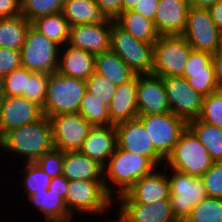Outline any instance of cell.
<instances>
[{
	"mask_svg": "<svg viewBox=\"0 0 222 222\" xmlns=\"http://www.w3.org/2000/svg\"><path fill=\"white\" fill-rule=\"evenodd\" d=\"M136 93L137 75L116 87L114 96L108 106L110 122L113 125L136 119L139 116Z\"/></svg>",
	"mask_w": 222,
	"mask_h": 222,
	"instance_id": "obj_22",
	"label": "cell"
},
{
	"mask_svg": "<svg viewBox=\"0 0 222 222\" xmlns=\"http://www.w3.org/2000/svg\"><path fill=\"white\" fill-rule=\"evenodd\" d=\"M170 185V204L176 220H186L192 208L207 197L201 177L166 167ZM171 173V174H170Z\"/></svg>",
	"mask_w": 222,
	"mask_h": 222,
	"instance_id": "obj_8",
	"label": "cell"
},
{
	"mask_svg": "<svg viewBox=\"0 0 222 222\" xmlns=\"http://www.w3.org/2000/svg\"><path fill=\"white\" fill-rule=\"evenodd\" d=\"M48 79L49 74L29 71L26 90L23 91L22 96L43 107L46 101Z\"/></svg>",
	"mask_w": 222,
	"mask_h": 222,
	"instance_id": "obj_37",
	"label": "cell"
},
{
	"mask_svg": "<svg viewBox=\"0 0 222 222\" xmlns=\"http://www.w3.org/2000/svg\"><path fill=\"white\" fill-rule=\"evenodd\" d=\"M144 125L155 150L166 160L178 142L188 122L167 112L157 115H139L137 117Z\"/></svg>",
	"mask_w": 222,
	"mask_h": 222,
	"instance_id": "obj_10",
	"label": "cell"
},
{
	"mask_svg": "<svg viewBox=\"0 0 222 222\" xmlns=\"http://www.w3.org/2000/svg\"><path fill=\"white\" fill-rule=\"evenodd\" d=\"M137 2L138 0H122V12L132 10Z\"/></svg>",
	"mask_w": 222,
	"mask_h": 222,
	"instance_id": "obj_52",
	"label": "cell"
},
{
	"mask_svg": "<svg viewBox=\"0 0 222 222\" xmlns=\"http://www.w3.org/2000/svg\"><path fill=\"white\" fill-rule=\"evenodd\" d=\"M117 148L115 125L93 126L80 152L104 167Z\"/></svg>",
	"mask_w": 222,
	"mask_h": 222,
	"instance_id": "obj_20",
	"label": "cell"
},
{
	"mask_svg": "<svg viewBox=\"0 0 222 222\" xmlns=\"http://www.w3.org/2000/svg\"><path fill=\"white\" fill-rule=\"evenodd\" d=\"M20 14V0H0V18H10Z\"/></svg>",
	"mask_w": 222,
	"mask_h": 222,
	"instance_id": "obj_46",
	"label": "cell"
},
{
	"mask_svg": "<svg viewBox=\"0 0 222 222\" xmlns=\"http://www.w3.org/2000/svg\"><path fill=\"white\" fill-rule=\"evenodd\" d=\"M61 46L39 33L32 26L27 31L20 50L21 67L31 72L56 73Z\"/></svg>",
	"mask_w": 222,
	"mask_h": 222,
	"instance_id": "obj_7",
	"label": "cell"
},
{
	"mask_svg": "<svg viewBox=\"0 0 222 222\" xmlns=\"http://www.w3.org/2000/svg\"><path fill=\"white\" fill-rule=\"evenodd\" d=\"M220 0H188L190 7L209 9Z\"/></svg>",
	"mask_w": 222,
	"mask_h": 222,
	"instance_id": "obj_51",
	"label": "cell"
},
{
	"mask_svg": "<svg viewBox=\"0 0 222 222\" xmlns=\"http://www.w3.org/2000/svg\"><path fill=\"white\" fill-rule=\"evenodd\" d=\"M53 148L51 123L45 115L34 123L7 132L0 139V152L3 157L8 154L7 157L13 158L15 155L14 158L20 157L21 161L24 159L23 163L36 162Z\"/></svg>",
	"mask_w": 222,
	"mask_h": 222,
	"instance_id": "obj_1",
	"label": "cell"
},
{
	"mask_svg": "<svg viewBox=\"0 0 222 222\" xmlns=\"http://www.w3.org/2000/svg\"><path fill=\"white\" fill-rule=\"evenodd\" d=\"M159 1L160 0H138L136 6L132 10L154 21Z\"/></svg>",
	"mask_w": 222,
	"mask_h": 222,
	"instance_id": "obj_45",
	"label": "cell"
},
{
	"mask_svg": "<svg viewBox=\"0 0 222 222\" xmlns=\"http://www.w3.org/2000/svg\"><path fill=\"white\" fill-rule=\"evenodd\" d=\"M6 96L5 76L0 75V101Z\"/></svg>",
	"mask_w": 222,
	"mask_h": 222,
	"instance_id": "obj_53",
	"label": "cell"
},
{
	"mask_svg": "<svg viewBox=\"0 0 222 222\" xmlns=\"http://www.w3.org/2000/svg\"><path fill=\"white\" fill-rule=\"evenodd\" d=\"M156 168L157 166L149 158L116 148L103 167L105 191L115 200Z\"/></svg>",
	"mask_w": 222,
	"mask_h": 222,
	"instance_id": "obj_2",
	"label": "cell"
},
{
	"mask_svg": "<svg viewBox=\"0 0 222 222\" xmlns=\"http://www.w3.org/2000/svg\"><path fill=\"white\" fill-rule=\"evenodd\" d=\"M28 199V200H27ZM27 203L39 212L46 222H73V217L65 204V200L52 190H42L26 197Z\"/></svg>",
	"mask_w": 222,
	"mask_h": 222,
	"instance_id": "obj_25",
	"label": "cell"
},
{
	"mask_svg": "<svg viewBox=\"0 0 222 222\" xmlns=\"http://www.w3.org/2000/svg\"><path fill=\"white\" fill-rule=\"evenodd\" d=\"M112 25L79 24L70 27L68 45L93 55L110 50Z\"/></svg>",
	"mask_w": 222,
	"mask_h": 222,
	"instance_id": "obj_19",
	"label": "cell"
},
{
	"mask_svg": "<svg viewBox=\"0 0 222 222\" xmlns=\"http://www.w3.org/2000/svg\"><path fill=\"white\" fill-rule=\"evenodd\" d=\"M97 5L102 8L114 20L122 12V0H95Z\"/></svg>",
	"mask_w": 222,
	"mask_h": 222,
	"instance_id": "obj_47",
	"label": "cell"
},
{
	"mask_svg": "<svg viewBox=\"0 0 222 222\" xmlns=\"http://www.w3.org/2000/svg\"><path fill=\"white\" fill-rule=\"evenodd\" d=\"M21 15L29 22L35 19L62 12L65 0H20Z\"/></svg>",
	"mask_w": 222,
	"mask_h": 222,
	"instance_id": "obj_34",
	"label": "cell"
},
{
	"mask_svg": "<svg viewBox=\"0 0 222 222\" xmlns=\"http://www.w3.org/2000/svg\"><path fill=\"white\" fill-rule=\"evenodd\" d=\"M115 126L117 148L147 157L157 167L164 165L165 159L155 150L144 125L138 118L120 122Z\"/></svg>",
	"mask_w": 222,
	"mask_h": 222,
	"instance_id": "obj_16",
	"label": "cell"
},
{
	"mask_svg": "<svg viewBox=\"0 0 222 222\" xmlns=\"http://www.w3.org/2000/svg\"><path fill=\"white\" fill-rule=\"evenodd\" d=\"M212 62L215 69L217 86L219 90H222V55L217 53L213 54Z\"/></svg>",
	"mask_w": 222,
	"mask_h": 222,
	"instance_id": "obj_49",
	"label": "cell"
},
{
	"mask_svg": "<svg viewBox=\"0 0 222 222\" xmlns=\"http://www.w3.org/2000/svg\"><path fill=\"white\" fill-rule=\"evenodd\" d=\"M86 91L85 80L57 72L49 74L43 114L49 118L57 114L78 113Z\"/></svg>",
	"mask_w": 222,
	"mask_h": 222,
	"instance_id": "obj_4",
	"label": "cell"
},
{
	"mask_svg": "<svg viewBox=\"0 0 222 222\" xmlns=\"http://www.w3.org/2000/svg\"><path fill=\"white\" fill-rule=\"evenodd\" d=\"M65 204L73 217L81 218L105 217L115 207L114 199L105 191L104 181L88 180L69 181Z\"/></svg>",
	"mask_w": 222,
	"mask_h": 222,
	"instance_id": "obj_3",
	"label": "cell"
},
{
	"mask_svg": "<svg viewBox=\"0 0 222 222\" xmlns=\"http://www.w3.org/2000/svg\"><path fill=\"white\" fill-rule=\"evenodd\" d=\"M213 55L206 52L192 50L189 60L185 66L182 77L190 73L206 72L213 67Z\"/></svg>",
	"mask_w": 222,
	"mask_h": 222,
	"instance_id": "obj_43",
	"label": "cell"
},
{
	"mask_svg": "<svg viewBox=\"0 0 222 222\" xmlns=\"http://www.w3.org/2000/svg\"><path fill=\"white\" fill-rule=\"evenodd\" d=\"M221 33L209 9L189 8L187 25L182 36L193 50L215 54Z\"/></svg>",
	"mask_w": 222,
	"mask_h": 222,
	"instance_id": "obj_11",
	"label": "cell"
},
{
	"mask_svg": "<svg viewBox=\"0 0 222 222\" xmlns=\"http://www.w3.org/2000/svg\"><path fill=\"white\" fill-rule=\"evenodd\" d=\"M115 217L117 219H115ZM104 222H126V221L117 212H115L113 219L110 217L109 219L107 218V221L104 220Z\"/></svg>",
	"mask_w": 222,
	"mask_h": 222,
	"instance_id": "obj_54",
	"label": "cell"
},
{
	"mask_svg": "<svg viewBox=\"0 0 222 222\" xmlns=\"http://www.w3.org/2000/svg\"><path fill=\"white\" fill-rule=\"evenodd\" d=\"M193 48L182 35L159 36L153 44L151 74L159 77L183 76Z\"/></svg>",
	"mask_w": 222,
	"mask_h": 222,
	"instance_id": "obj_6",
	"label": "cell"
},
{
	"mask_svg": "<svg viewBox=\"0 0 222 222\" xmlns=\"http://www.w3.org/2000/svg\"><path fill=\"white\" fill-rule=\"evenodd\" d=\"M136 97L139 115L170 112L162 77L154 74L137 75Z\"/></svg>",
	"mask_w": 222,
	"mask_h": 222,
	"instance_id": "obj_17",
	"label": "cell"
},
{
	"mask_svg": "<svg viewBox=\"0 0 222 222\" xmlns=\"http://www.w3.org/2000/svg\"><path fill=\"white\" fill-rule=\"evenodd\" d=\"M118 204L117 213L126 222H174L170 199H161L151 204L114 203ZM120 204V205H119Z\"/></svg>",
	"mask_w": 222,
	"mask_h": 222,
	"instance_id": "obj_21",
	"label": "cell"
},
{
	"mask_svg": "<svg viewBox=\"0 0 222 222\" xmlns=\"http://www.w3.org/2000/svg\"><path fill=\"white\" fill-rule=\"evenodd\" d=\"M185 78L188 84L204 97L219 90L214 66L209 71L190 73Z\"/></svg>",
	"mask_w": 222,
	"mask_h": 222,
	"instance_id": "obj_39",
	"label": "cell"
},
{
	"mask_svg": "<svg viewBox=\"0 0 222 222\" xmlns=\"http://www.w3.org/2000/svg\"><path fill=\"white\" fill-rule=\"evenodd\" d=\"M110 49L118 55L136 75L151 74L153 44L134 38L112 23Z\"/></svg>",
	"mask_w": 222,
	"mask_h": 222,
	"instance_id": "obj_9",
	"label": "cell"
},
{
	"mask_svg": "<svg viewBox=\"0 0 222 222\" xmlns=\"http://www.w3.org/2000/svg\"><path fill=\"white\" fill-rule=\"evenodd\" d=\"M116 87L107 77L96 72L86 80L87 91L107 106L114 96Z\"/></svg>",
	"mask_w": 222,
	"mask_h": 222,
	"instance_id": "obj_38",
	"label": "cell"
},
{
	"mask_svg": "<svg viewBox=\"0 0 222 222\" xmlns=\"http://www.w3.org/2000/svg\"><path fill=\"white\" fill-rule=\"evenodd\" d=\"M207 197L222 199V161L213 165L201 176Z\"/></svg>",
	"mask_w": 222,
	"mask_h": 222,
	"instance_id": "obj_40",
	"label": "cell"
},
{
	"mask_svg": "<svg viewBox=\"0 0 222 222\" xmlns=\"http://www.w3.org/2000/svg\"><path fill=\"white\" fill-rule=\"evenodd\" d=\"M21 67V53L19 50L0 47V75L6 76Z\"/></svg>",
	"mask_w": 222,
	"mask_h": 222,
	"instance_id": "obj_44",
	"label": "cell"
},
{
	"mask_svg": "<svg viewBox=\"0 0 222 222\" xmlns=\"http://www.w3.org/2000/svg\"><path fill=\"white\" fill-rule=\"evenodd\" d=\"M29 70L20 67L5 76L6 96H22L26 90Z\"/></svg>",
	"mask_w": 222,
	"mask_h": 222,
	"instance_id": "obj_42",
	"label": "cell"
},
{
	"mask_svg": "<svg viewBox=\"0 0 222 222\" xmlns=\"http://www.w3.org/2000/svg\"><path fill=\"white\" fill-rule=\"evenodd\" d=\"M31 26L61 47L69 41L70 25L62 12L39 17Z\"/></svg>",
	"mask_w": 222,
	"mask_h": 222,
	"instance_id": "obj_30",
	"label": "cell"
},
{
	"mask_svg": "<svg viewBox=\"0 0 222 222\" xmlns=\"http://www.w3.org/2000/svg\"><path fill=\"white\" fill-rule=\"evenodd\" d=\"M213 163L207 148L187 126L164 165L181 173L201 177Z\"/></svg>",
	"mask_w": 222,
	"mask_h": 222,
	"instance_id": "obj_5",
	"label": "cell"
},
{
	"mask_svg": "<svg viewBox=\"0 0 222 222\" xmlns=\"http://www.w3.org/2000/svg\"><path fill=\"white\" fill-rule=\"evenodd\" d=\"M188 0H160L154 26L160 36L182 35L187 25Z\"/></svg>",
	"mask_w": 222,
	"mask_h": 222,
	"instance_id": "obj_18",
	"label": "cell"
},
{
	"mask_svg": "<svg viewBox=\"0 0 222 222\" xmlns=\"http://www.w3.org/2000/svg\"><path fill=\"white\" fill-rule=\"evenodd\" d=\"M198 119L222 128V90L203 98L202 110Z\"/></svg>",
	"mask_w": 222,
	"mask_h": 222,
	"instance_id": "obj_36",
	"label": "cell"
},
{
	"mask_svg": "<svg viewBox=\"0 0 222 222\" xmlns=\"http://www.w3.org/2000/svg\"><path fill=\"white\" fill-rule=\"evenodd\" d=\"M188 127L207 148L214 161H222V128L209 125L198 118L188 121Z\"/></svg>",
	"mask_w": 222,
	"mask_h": 222,
	"instance_id": "obj_31",
	"label": "cell"
},
{
	"mask_svg": "<svg viewBox=\"0 0 222 222\" xmlns=\"http://www.w3.org/2000/svg\"><path fill=\"white\" fill-rule=\"evenodd\" d=\"M55 149L63 152L80 151L93 125L79 113L57 114L49 117Z\"/></svg>",
	"mask_w": 222,
	"mask_h": 222,
	"instance_id": "obj_12",
	"label": "cell"
},
{
	"mask_svg": "<svg viewBox=\"0 0 222 222\" xmlns=\"http://www.w3.org/2000/svg\"><path fill=\"white\" fill-rule=\"evenodd\" d=\"M95 72L107 77L116 86L128 82L136 75L111 49L95 56Z\"/></svg>",
	"mask_w": 222,
	"mask_h": 222,
	"instance_id": "obj_28",
	"label": "cell"
},
{
	"mask_svg": "<svg viewBox=\"0 0 222 222\" xmlns=\"http://www.w3.org/2000/svg\"><path fill=\"white\" fill-rule=\"evenodd\" d=\"M114 22L134 38L147 43L154 44L160 36L155 29L154 21L133 10L121 12Z\"/></svg>",
	"mask_w": 222,
	"mask_h": 222,
	"instance_id": "obj_27",
	"label": "cell"
},
{
	"mask_svg": "<svg viewBox=\"0 0 222 222\" xmlns=\"http://www.w3.org/2000/svg\"><path fill=\"white\" fill-rule=\"evenodd\" d=\"M187 222H222V199L206 197L196 204Z\"/></svg>",
	"mask_w": 222,
	"mask_h": 222,
	"instance_id": "obj_35",
	"label": "cell"
},
{
	"mask_svg": "<svg viewBox=\"0 0 222 222\" xmlns=\"http://www.w3.org/2000/svg\"><path fill=\"white\" fill-rule=\"evenodd\" d=\"M170 112L187 122L198 118L204 96L195 91L185 77H163Z\"/></svg>",
	"mask_w": 222,
	"mask_h": 222,
	"instance_id": "obj_13",
	"label": "cell"
},
{
	"mask_svg": "<svg viewBox=\"0 0 222 222\" xmlns=\"http://www.w3.org/2000/svg\"><path fill=\"white\" fill-rule=\"evenodd\" d=\"M64 159L65 152L53 148L51 151L44 153L35 163L51 178H54L63 174Z\"/></svg>",
	"mask_w": 222,
	"mask_h": 222,
	"instance_id": "obj_41",
	"label": "cell"
},
{
	"mask_svg": "<svg viewBox=\"0 0 222 222\" xmlns=\"http://www.w3.org/2000/svg\"><path fill=\"white\" fill-rule=\"evenodd\" d=\"M95 72V55L65 44L60 49L57 73L87 80Z\"/></svg>",
	"mask_w": 222,
	"mask_h": 222,
	"instance_id": "obj_24",
	"label": "cell"
},
{
	"mask_svg": "<svg viewBox=\"0 0 222 222\" xmlns=\"http://www.w3.org/2000/svg\"><path fill=\"white\" fill-rule=\"evenodd\" d=\"M68 184L69 180L65 176L59 175L54 178H51L48 189L54 191L55 193H58L59 196H61L65 200L67 195Z\"/></svg>",
	"mask_w": 222,
	"mask_h": 222,
	"instance_id": "obj_48",
	"label": "cell"
},
{
	"mask_svg": "<svg viewBox=\"0 0 222 222\" xmlns=\"http://www.w3.org/2000/svg\"><path fill=\"white\" fill-rule=\"evenodd\" d=\"M30 26L31 22L21 14L10 18H0V47L20 51Z\"/></svg>",
	"mask_w": 222,
	"mask_h": 222,
	"instance_id": "obj_29",
	"label": "cell"
},
{
	"mask_svg": "<svg viewBox=\"0 0 222 222\" xmlns=\"http://www.w3.org/2000/svg\"><path fill=\"white\" fill-rule=\"evenodd\" d=\"M62 175L69 181H103V167L80 151L65 152Z\"/></svg>",
	"mask_w": 222,
	"mask_h": 222,
	"instance_id": "obj_26",
	"label": "cell"
},
{
	"mask_svg": "<svg viewBox=\"0 0 222 222\" xmlns=\"http://www.w3.org/2000/svg\"><path fill=\"white\" fill-rule=\"evenodd\" d=\"M22 169L19 171L23 184L22 191L23 196H29L35 192H41L42 190H48L51 177L43 171L35 162L34 163H23ZM25 176V177H24ZM24 189V190H23Z\"/></svg>",
	"mask_w": 222,
	"mask_h": 222,
	"instance_id": "obj_32",
	"label": "cell"
},
{
	"mask_svg": "<svg viewBox=\"0 0 222 222\" xmlns=\"http://www.w3.org/2000/svg\"><path fill=\"white\" fill-rule=\"evenodd\" d=\"M212 19L216 23L218 29L222 32V0L218 1L215 5L209 8Z\"/></svg>",
	"mask_w": 222,
	"mask_h": 222,
	"instance_id": "obj_50",
	"label": "cell"
},
{
	"mask_svg": "<svg viewBox=\"0 0 222 222\" xmlns=\"http://www.w3.org/2000/svg\"><path fill=\"white\" fill-rule=\"evenodd\" d=\"M216 53L222 55V33L220 35V40H219V43H218V49H217Z\"/></svg>",
	"mask_w": 222,
	"mask_h": 222,
	"instance_id": "obj_55",
	"label": "cell"
},
{
	"mask_svg": "<svg viewBox=\"0 0 222 222\" xmlns=\"http://www.w3.org/2000/svg\"><path fill=\"white\" fill-rule=\"evenodd\" d=\"M174 222H187L186 220H176Z\"/></svg>",
	"mask_w": 222,
	"mask_h": 222,
	"instance_id": "obj_56",
	"label": "cell"
},
{
	"mask_svg": "<svg viewBox=\"0 0 222 222\" xmlns=\"http://www.w3.org/2000/svg\"><path fill=\"white\" fill-rule=\"evenodd\" d=\"M169 197L170 185L166 166L163 165L135 182L125 193L119 195L114 203L151 204Z\"/></svg>",
	"mask_w": 222,
	"mask_h": 222,
	"instance_id": "obj_14",
	"label": "cell"
},
{
	"mask_svg": "<svg viewBox=\"0 0 222 222\" xmlns=\"http://www.w3.org/2000/svg\"><path fill=\"white\" fill-rule=\"evenodd\" d=\"M62 13L70 27L79 24L112 25L114 22L95 0H65Z\"/></svg>",
	"mask_w": 222,
	"mask_h": 222,
	"instance_id": "obj_23",
	"label": "cell"
},
{
	"mask_svg": "<svg viewBox=\"0 0 222 222\" xmlns=\"http://www.w3.org/2000/svg\"><path fill=\"white\" fill-rule=\"evenodd\" d=\"M42 107L24 96H5L0 101V139L9 131L40 120Z\"/></svg>",
	"mask_w": 222,
	"mask_h": 222,
	"instance_id": "obj_15",
	"label": "cell"
},
{
	"mask_svg": "<svg viewBox=\"0 0 222 222\" xmlns=\"http://www.w3.org/2000/svg\"><path fill=\"white\" fill-rule=\"evenodd\" d=\"M78 113L93 126L113 125L110 122L108 106L88 91H86L82 98Z\"/></svg>",
	"mask_w": 222,
	"mask_h": 222,
	"instance_id": "obj_33",
	"label": "cell"
}]
</instances>
